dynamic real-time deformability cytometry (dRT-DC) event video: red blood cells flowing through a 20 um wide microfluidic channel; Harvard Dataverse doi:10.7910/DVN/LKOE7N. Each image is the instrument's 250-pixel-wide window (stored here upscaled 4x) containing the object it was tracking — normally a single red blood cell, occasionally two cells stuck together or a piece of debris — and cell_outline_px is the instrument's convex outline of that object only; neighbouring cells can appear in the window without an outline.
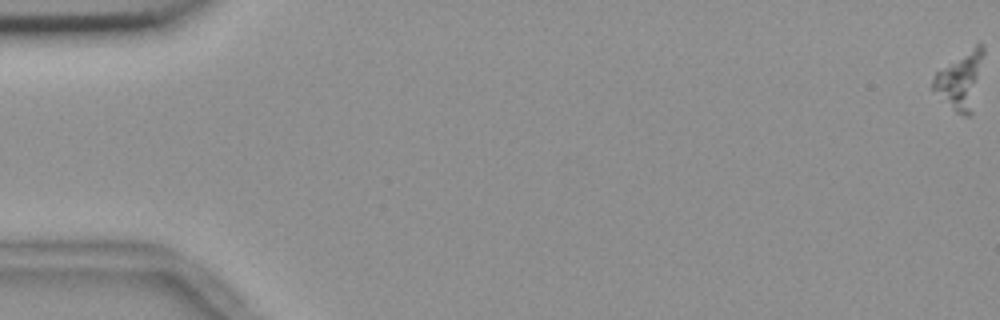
{"species": "common noctule bat (a hibernating species)", "species_latin": "Nyctalus noctula", "temperature_condition": "room temperature", "stored_images_in_passage": 7, "camera_frame_rate_fps": 3000, "um_per_image_px": 0.085, "animal": {"sex": "female", "body_mass_g": 18.4}, "frame": {"image": 1, "passage_image": 1, "time_ms": 0.0, "image_size_px": [1000, 320], "cell_outline_px": [[984, 52], [972, 116], [964, 116], [956, 112], [932, 88], [932, 80], [936, 72], [976, 44], [980, 44], [984, 48]], "centroid_in_image_um": [81.65, 6.85], "position_along_channel_um": 3.4, "area_um2": 16.36}}